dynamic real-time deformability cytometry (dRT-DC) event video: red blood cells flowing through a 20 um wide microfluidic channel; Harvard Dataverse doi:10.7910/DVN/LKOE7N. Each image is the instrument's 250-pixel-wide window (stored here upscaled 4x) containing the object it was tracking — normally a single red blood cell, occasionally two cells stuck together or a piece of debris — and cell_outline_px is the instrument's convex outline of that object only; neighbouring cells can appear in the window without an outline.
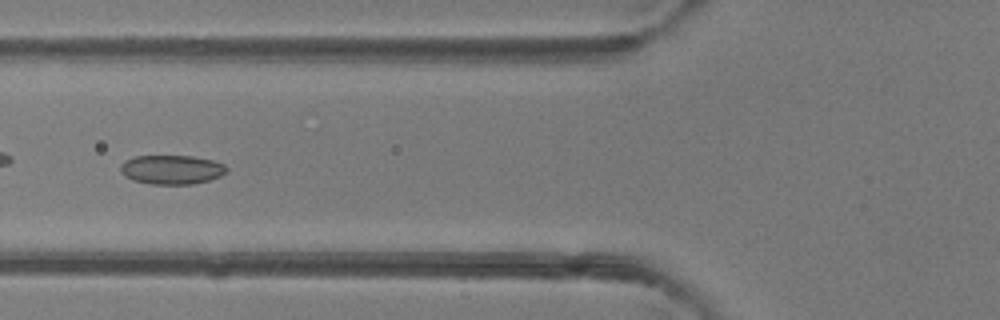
{"species": "common noctule bat (a hibernating species)", "species_latin": "Nyctalus noctula", "temperature_condition": "room temperature", "stored_images_in_passage": 34, "camera_frame_rate_fps": 3000, "um_per_image_px": 0.085, "animal": {"sex": "female"}, "frame": {"image": 1, "passage_image": 4, "time_ms": 1.0, "image_size_px": [1000, 320], "cell_outline_px": [[228, 168], [220, 176], [208, 180], [192, 184], [152, 184], [132, 180], [124, 176], [120, 172], [120, 164], [124, 160], [136, 156], [192, 156], [212, 160], [224, 164]], "centroid_in_image_um": [14.55, 14.41], "position_along_channel_um": 111.3, "area_um2": 18.03}}
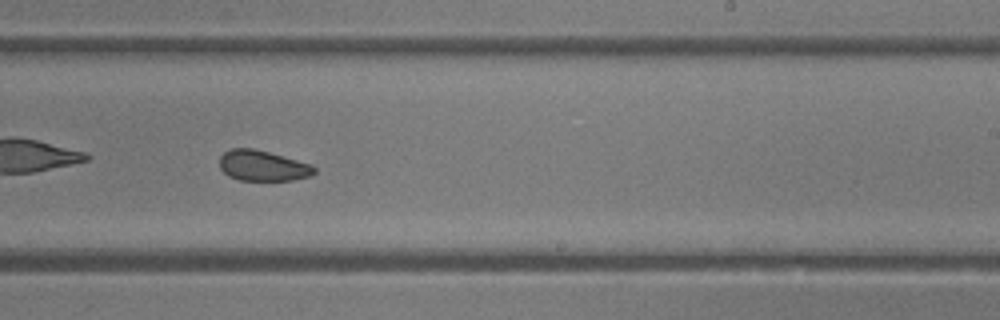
{"frame": {"image": 2, "passage_image": 15, "time_ms": 4.667, "image_size_px": [1000, 320], "cell_outline_px": [[316, 172], [312, 176], [292, 180], [240, 180], [228, 176], [220, 168], [220, 156], [224, 152], [232, 148], [252, 148], [268, 152], [312, 164], [316, 168]], "centroid_in_image_um": [22.35, 14.09], "position_along_channel_um": 266.7, "area_um2": 16.88}}
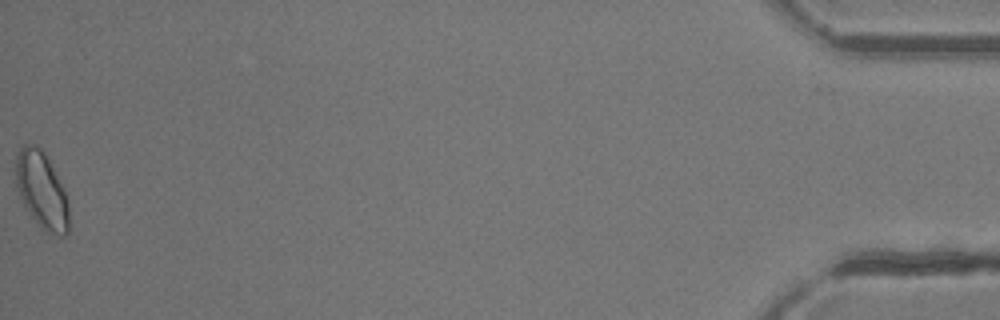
{"frame": {"image": 3, "passage_image": 34, "time_ms": 11.0, "image_size_px": [1000, 320], "cell_outline_px": [[68, 232], [64, 236], [60, 236], [48, 232], [24, 208], [16, 184], [16, 152], [24, 144], [36, 144], [48, 156], [64, 188], [68, 200]], "centroid_in_image_um": [3.54, 16.12], "position_along_channel_um": 431.7, "area_um2": 23.81}, "authors_computed_cell_mechanics": {"area_um2": 18.1781, "velocity_mm_per_s": 4.2388, "shape_relaxation_time_tau1_ms": 2.1178, "shape_relaxation_time_tau2_ms": 3.5423, "deformation_change_tau1": 0.0546, "deformation_change_tau2": 0.0925}}